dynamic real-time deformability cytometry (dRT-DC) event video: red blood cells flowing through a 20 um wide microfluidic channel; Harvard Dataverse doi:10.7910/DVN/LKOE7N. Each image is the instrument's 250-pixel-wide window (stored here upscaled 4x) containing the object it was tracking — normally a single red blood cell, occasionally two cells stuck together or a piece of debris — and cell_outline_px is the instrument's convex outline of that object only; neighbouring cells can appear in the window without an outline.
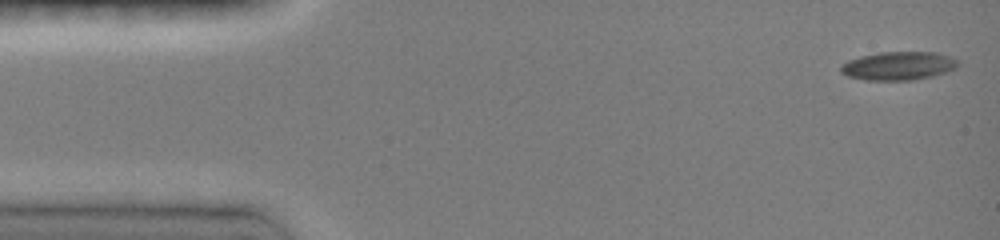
{"species": "common noctule bat (a hibernating species)", "species_latin": "Nyctalus noctula", "temperature_condition": "room temperature", "stored_images_in_passage": 46, "camera_frame_rate_fps": 3000, "um_per_image_px": 0.085, "animal": {"sex": "female", "body_mass_g": 19.0, "forearm_length_mm": 51.5}, "frame": {"image": 1, "passage_image": 1, "time_ms": 0.0, "image_size_px": [1000, 240], "cell_outline_px": [[960, 64], [956, 68], [948, 72], [932, 76], [912, 80], [864, 80], [848, 76], [840, 72], [840, 64], [848, 60], [860, 56], [880, 52], [936, 52], [960, 60]], "centroid_in_image_um": [76.38, 5.59], "position_along_channel_um": 8.6, "area_um2": 19.65}}
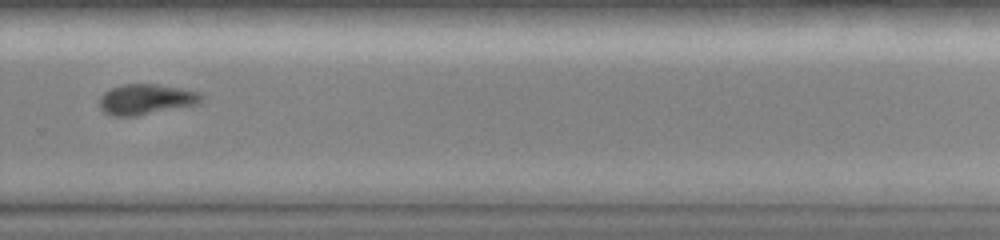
{"frame": {"image": 2, "passage_image": 32, "time_ms": 10.333, "image_size_px": [1000, 240], "cell_outline_px": [[204, 100], [196, 104], [136, 116], [116, 116], [104, 112], [100, 108], [100, 96], [104, 92], [120, 84], [156, 84], [180, 88], [200, 92], [204, 96]], "centroid_in_image_um": [12.42, 8.43], "position_along_channel_um": 317.4, "area_um2": 18.03}}
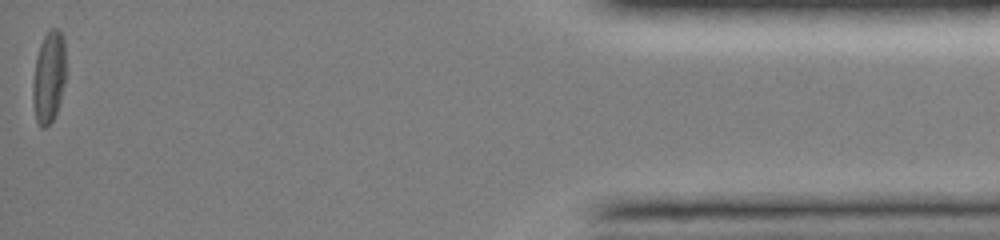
{"frame": {"image": 3, "passage_image": 46, "time_ms": 15.0, "image_size_px": [1000, 240], "cell_outline_px": [[64, 84], [60, 100], [56, 112], [52, 120], [44, 128], [40, 128], [36, 120], [32, 100], [32, 84], [36, 56], [40, 44], [48, 28], [56, 28], [60, 32], [64, 40]], "centroid_in_image_um": [4.12, 6.55], "position_along_channel_um": 431.1, "area_um2": 17.63}, "authors_computed_cell_mechanics": {"area_um2": 19.0162, "velocity_mm_per_s": 4.0882, "shape_relaxation_time_tau1_ms": 2.9034, "shape_relaxation_time_tau2_ms": 8.5355, "deformation_change_tau1": 0.1291, "deformation_change_tau2": 0.1648}}